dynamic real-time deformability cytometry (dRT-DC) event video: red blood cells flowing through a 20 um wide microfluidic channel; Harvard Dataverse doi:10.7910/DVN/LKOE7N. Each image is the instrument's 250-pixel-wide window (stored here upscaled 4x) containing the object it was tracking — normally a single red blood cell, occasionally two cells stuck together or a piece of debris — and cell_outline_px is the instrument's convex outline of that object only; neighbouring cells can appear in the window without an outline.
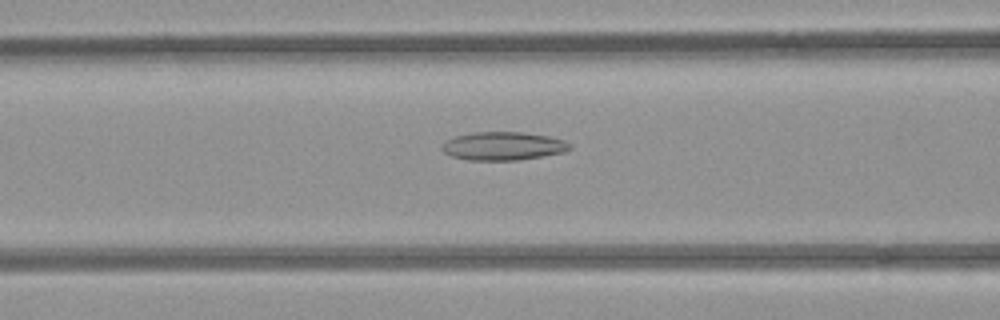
{"species": "common noctule bat (a hibernating species)", "species_latin": "Nyctalus noctula", "temperature_condition": "room temperature", "stored_images_in_passage": 47, "camera_frame_rate_fps": 3000, "um_per_image_px": 0.085, "animal": {"sex": "female", "body_mass_g": 21.9}, "frame": {"image": 1, "passage_image": 22, "time_ms": 7.0, "image_size_px": [1000, 320], "cell_outline_px": [[572, 148], [564, 152], [520, 160], [468, 160], [452, 156], [444, 152], [444, 144], [448, 140], [456, 136], [476, 132], [520, 132], [548, 136], [564, 140], [572, 144]], "centroid_in_image_um": [42.83, 12.42], "position_along_channel_um": 123.8, "area_um2": 20.87}}
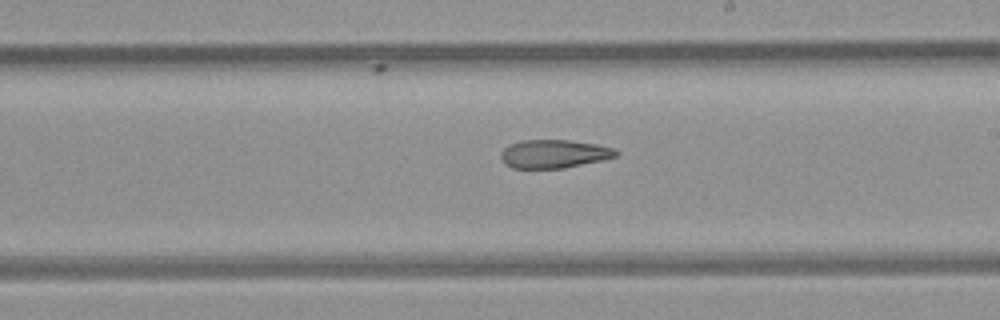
{"frame": {"image": 2, "passage_image": 31, "time_ms": 10.0, "image_size_px": [1000, 320], "cell_outline_px": [[620, 152], [616, 156], [600, 160], [564, 168], [512, 168], [504, 164], [500, 160], [500, 152], [504, 148], [512, 144], [524, 140], [568, 140], [596, 144], [612, 148]], "centroid_in_image_um": [47.04, 13.08], "position_along_channel_um": 242.0, "area_um2": 18.9}}
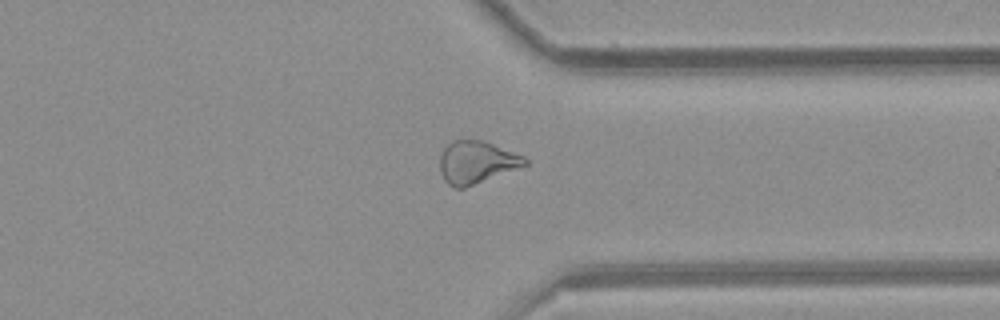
{"frame": {"image": 3, "passage_image": 41, "time_ms": 13.333, "image_size_px": [1000, 320], "cell_outline_px": [[528, 164], [464, 188], [456, 188], [448, 184], [444, 180], [440, 172], [440, 156], [444, 148], [452, 140], [480, 140], [492, 144], [524, 156], [528, 160]], "centroid_in_image_um": [40.47, 13.79], "position_along_channel_um": 370.9, "area_um2": 20.75}}